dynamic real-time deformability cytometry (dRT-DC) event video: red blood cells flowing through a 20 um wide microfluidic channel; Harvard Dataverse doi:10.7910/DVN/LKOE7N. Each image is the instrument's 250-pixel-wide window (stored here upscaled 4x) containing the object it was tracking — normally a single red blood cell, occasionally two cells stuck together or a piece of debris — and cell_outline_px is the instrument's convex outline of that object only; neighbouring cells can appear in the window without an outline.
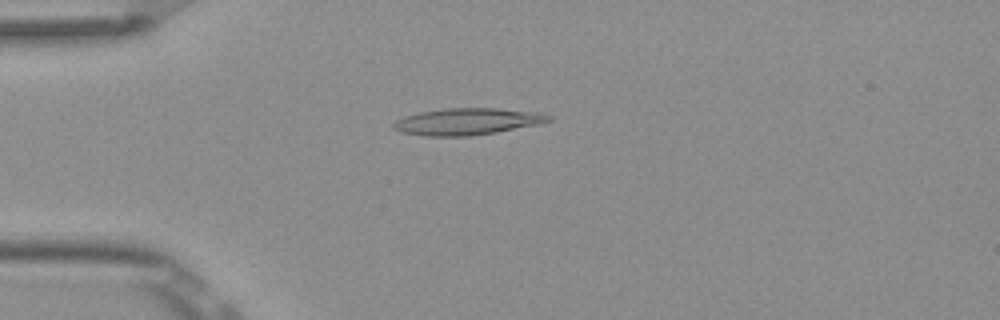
{"species": "Egyptian fruit bat (a non-hibernating species)", "species_latin": "Rousettus aegyptiacus", "temperature_condition": "room temperature", "stored_images_in_passage": 6, "camera_frame_rate_fps": 3000, "um_per_image_px": 0.085, "frame": {"image": 1, "passage_image": 4, "time_ms": 1.0, "image_size_px": [1000, 320], "cell_outline_px": [[552, 120], [540, 124], [496, 132], [468, 136], [424, 136], [400, 132], [392, 128], [392, 124], [396, 120], [404, 116], [420, 112], [444, 108], [496, 108], [540, 112], [552, 116]], "centroid_in_image_um": [39.72, 10.33], "position_along_channel_um": 45.3, "area_um2": 24.33}}
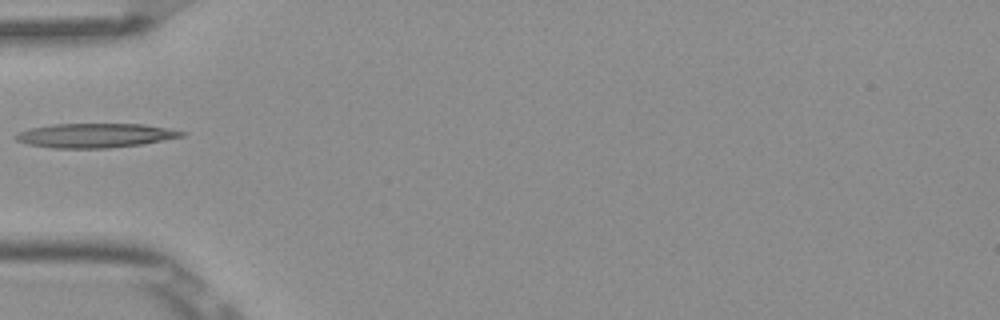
{"frame": {"image": 2, "passage_image": 5, "time_ms": 1.333, "image_size_px": [1000, 320], "cell_outline_px": [[188, 132], [184, 136], [140, 144], [108, 148], [52, 148], [28, 144], [16, 140], [12, 136], [16, 132], [32, 128], [56, 124], [144, 124]], "centroid_in_image_um": [8.06, 11.51], "position_along_channel_um": 76.9, "area_um2": 23.35}}
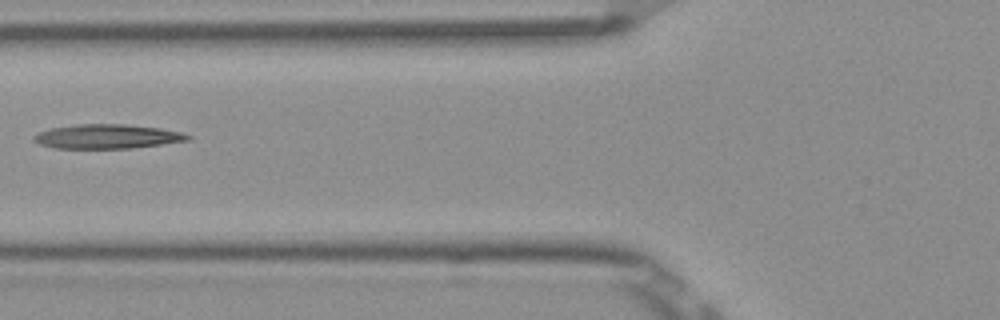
{"frame": {"image": 3, "passage_image": 6, "time_ms": 1.667, "image_size_px": [1000, 320], "cell_outline_px": [[192, 136], [188, 140], [160, 144], [128, 148], [56, 148], [40, 144], [32, 140], [32, 136], [36, 132], [52, 128], [76, 124], [124, 124], [160, 128], [184, 132]], "centroid_in_image_um": [9.08, 11.59], "position_along_channel_um": 116.7, "area_um2": 21.73}}